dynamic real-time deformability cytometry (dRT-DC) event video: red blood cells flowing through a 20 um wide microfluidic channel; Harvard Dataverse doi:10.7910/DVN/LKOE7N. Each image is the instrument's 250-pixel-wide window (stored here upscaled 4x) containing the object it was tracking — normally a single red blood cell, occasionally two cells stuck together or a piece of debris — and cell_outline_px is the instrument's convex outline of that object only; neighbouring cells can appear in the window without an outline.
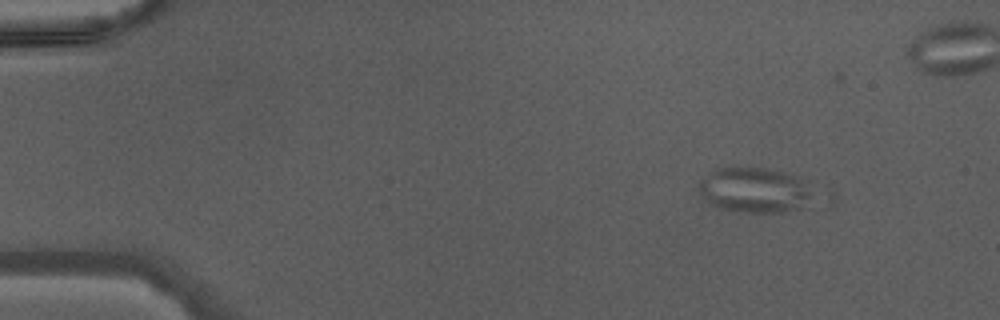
{"species": "Egyptian fruit bat (a non-hibernating species)", "species_latin": "Rousettus aegyptiacus", "temperature_condition": "warm", "stored_images_in_passage": 2, "camera_frame_rate_fps": 3000, "um_per_image_px": 0.085, "animal": {"sex": "male"}, "frame": {"image": 1, "passage_image": 1, "time_ms": 0.0, "image_size_px": [1000, 320], "cell_outline_px": [[832, 204], [828, 208], [780, 212], [748, 212], [720, 208], [712, 204], [704, 196], [700, 188], [700, 184], [716, 168], [768, 168], [792, 176], [832, 192]], "centroid_in_image_um": [64.81, 16.25], "position_along_channel_um": 20.2, "area_um2": 32.83}}